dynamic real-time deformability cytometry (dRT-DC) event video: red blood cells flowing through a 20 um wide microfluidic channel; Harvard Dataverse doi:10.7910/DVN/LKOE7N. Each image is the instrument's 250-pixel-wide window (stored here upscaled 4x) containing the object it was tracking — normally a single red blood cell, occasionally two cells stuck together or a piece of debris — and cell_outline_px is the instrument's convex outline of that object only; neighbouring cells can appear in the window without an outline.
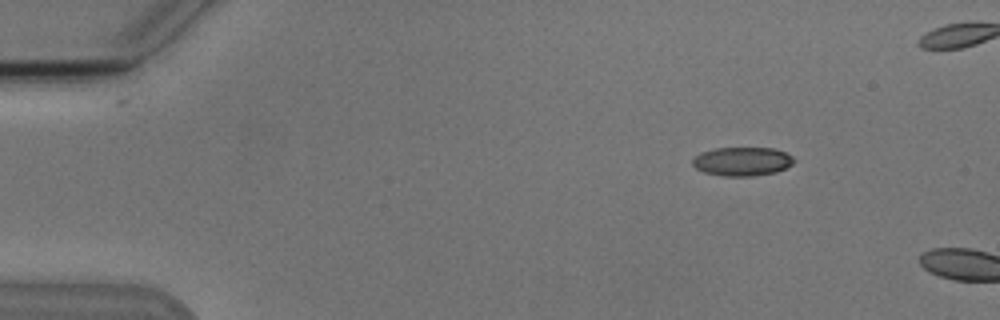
{"species": "Egyptian fruit bat (a non-hibernating species)", "species_latin": "Rousettus aegyptiacus", "temperature_condition": "cold", "stored_images_in_passage": 4, "camera_frame_rate_fps": 3000, "um_per_image_px": 0.085, "animal": {"sex": "male"}, "frame": {"image": 1, "passage_image": 3, "time_ms": 2.333, "image_size_px": [1000, 320], "cell_outline_px": [[796, 160], [792, 164], [776, 172], [752, 176], [724, 176], [704, 172], [696, 168], [692, 164], [692, 160], [700, 152], [716, 148], [772, 148], [784, 152], [792, 156]], "centroid_in_image_um": [63.08, 13.72], "position_along_channel_um": 21.9, "area_um2": 16.94}}